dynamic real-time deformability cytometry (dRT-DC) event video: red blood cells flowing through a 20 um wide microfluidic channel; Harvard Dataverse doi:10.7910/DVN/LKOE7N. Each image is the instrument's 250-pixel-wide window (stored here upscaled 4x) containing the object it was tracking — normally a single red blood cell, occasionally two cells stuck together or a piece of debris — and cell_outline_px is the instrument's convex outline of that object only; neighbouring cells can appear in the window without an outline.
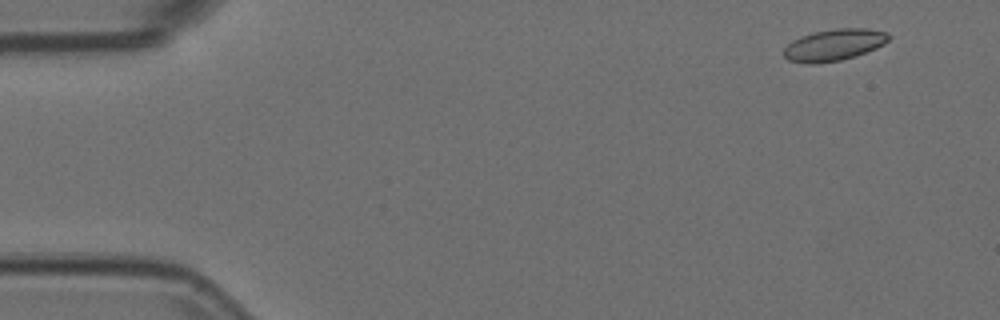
{"species": "Egyptian fruit bat (a non-hibernating species)", "species_latin": "Rousettus aegyptiacus", "temperature_condition": "room temperature", "stored_images_in_passage": 55, "camera_frame_rate_fps": 3000, "um_per_image_px": 0.085, "animal": {"sex": "female"}, "frame": {"image": 1, "passage_image": 4, "time_ms": 1.0, "image_size_px": [1000, 320], "cell_outline_px": [[888, 40], [884, 44], [876, 48], [856, 56], [840, 60], [816, 64], [808, 64], [788, 60], [784, 56], [784, 48], [792, 40], [800, 36], [816, 32], [836, 28], [868, 28], [888, 32]], "centroid_in_image_um": [70.89, 3.82], "position_along_channel_um": 14.1, "area_um2": 19.36}}
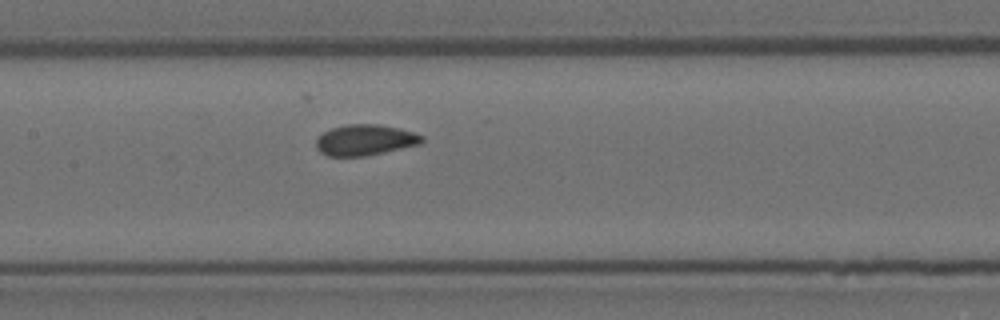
{"frame": {"image": 2, "passage_image": 26, "time_ms": 8.333, "image_size_px": [1000, 320], "cell_outline_px": [[424, 140], [420, 144], [364, 156], [328, 156], [320, 152], [316, 148], [316, 140], [324, 132], [332, 128], [348, 124], [376, 124], [400, 128], [424, 136]], "centroid_in_image_um": [31.03, 11.9], "position_along_channel_um": 176.4, "area_um2": 18.84}}
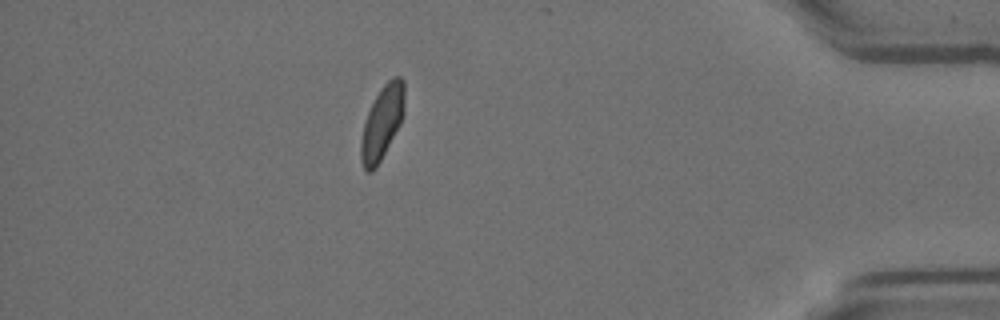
{"frame": {"image": 3, "passage_image": 48, "time_ms": 15.667, "image_size_px": [1000, 320], "cell_outline_px": [[404, 116], [400, 124], [376, 168], [372, 172], [368, 172], [364, 168], [360, 160], [360, 144], [364, 124], [368, 112], [376, 96], [384, 84], [392, 76], [400, 76], [404, 80]], "centroid_in_image_um": [32.49, 10.41], "position_along_channel_um": 402.7, "area_um2": 18.55}, "authors_computed_cell_mechanics": {"area_um2": 19.0162, "velocity_mm_per_s": 3.7166, "shape_relaxation_time_tau1_ms": 9.8575, "shape_relaxation_time_tau2_ms": 0.7147, "deformation_change_tau1": 0.1616, "deformation_change_tau2": 0.05}}